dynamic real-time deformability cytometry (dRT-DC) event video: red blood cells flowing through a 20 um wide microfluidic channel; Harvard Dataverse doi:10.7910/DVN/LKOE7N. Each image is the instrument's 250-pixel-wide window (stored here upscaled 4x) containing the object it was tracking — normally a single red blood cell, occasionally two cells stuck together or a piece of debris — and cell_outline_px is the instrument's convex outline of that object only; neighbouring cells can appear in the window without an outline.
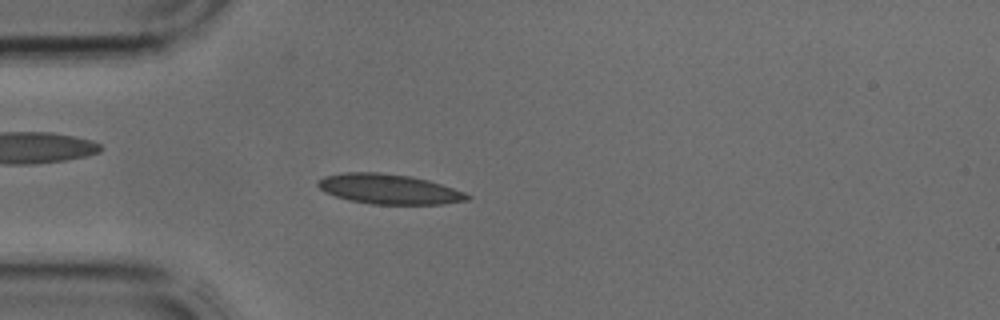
{"species": "common noctule bat (a hibernating species)", "species_latin": "Nyctalus noctula", "temperature_condition": "cold", "stored_images_in_passage": 31, "camera_frame_rate_fps": 3000, "um_per_image_px": 0.085, "animal": {"sex": "male", "body_mass_g": 17.9, "forearm_length_mm": 54.2}, "frame": {"image": 1, "passage_image": 1, "time_ms": 0.0, "image_size_px": [1000, 320], "cell_outline_px": [[472, 196], [468, 200], [440, 204], [372, 204], [348, 200], [324, 192], [316, 184], [316, 180], [324, 176], [344, 172], [380, 172], [412, 176], [428, 180], [464, 192]], "centroid_in_image_um": [33.02, 16.06], "position_along_channel_um": 52.0, "area_um2": 26.13}}
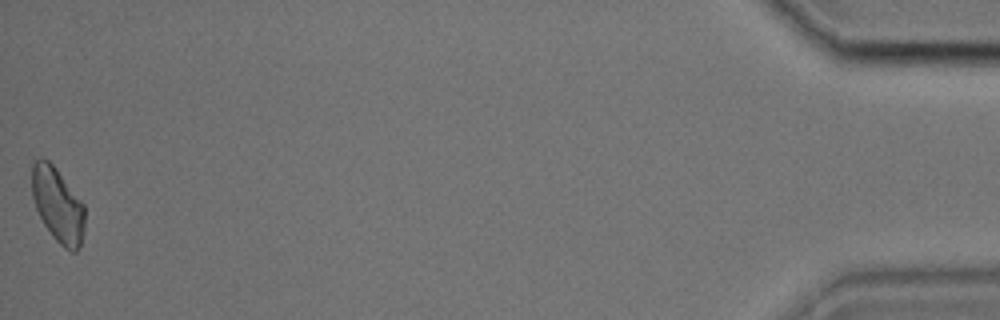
{"frame": {"image": 2, "passage_image": 31, "time_ms": 10.0, "image_size_px": [1000, 320], "cell_outline_px": [[84, 232], [80, 244], [76, 252], [72, 252], [64, 248], [52, 236], [44, 224], [36, 208], [32, 196], [32, 160], [48, 160], [56, 168], [84, 204]], "centroid_in_image_um": [4.91, 17.43], "position_along_channel_um": 430.3, "area_um2": 22.77}}